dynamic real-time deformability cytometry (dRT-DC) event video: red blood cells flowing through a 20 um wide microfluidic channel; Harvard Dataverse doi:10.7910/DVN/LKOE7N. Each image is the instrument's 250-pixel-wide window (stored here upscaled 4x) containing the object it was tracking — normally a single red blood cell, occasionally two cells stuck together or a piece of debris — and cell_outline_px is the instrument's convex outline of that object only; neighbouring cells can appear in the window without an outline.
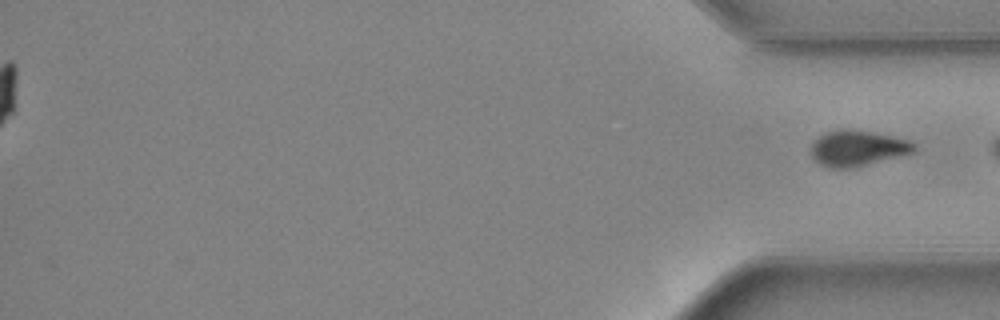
{"species": "common noctule bat (a hibernating species)", "species_latin": "Nyctalus noctula", "temperature_condition": "warm", "stored_images_in_passage": 33, "segment_of_instrument_passage": [2, 2], "camera_frame_rate_fps": 3000, "um_per_image_px": 0.085, "animal": {"sex": "female", "body_mass_g": 24.6, "forearm_length_mm": 56.2}, "frame": {"image": 1, "passage_image": 33, "time_ms": 10.667, "image_size_px": [1000, 320], "cell_outline_px": [[916, 152], [856, 168], [828, 168], [820, 164], [812, 156], [812, 144], [820, 136], [828, 132], [872, 132], [892, 136], [908, 140], [916, 144]], "centroid_in_image_um": [72.97, 12.66], "position_along_channel_um": 362.2, "area_um2": 20.87}}